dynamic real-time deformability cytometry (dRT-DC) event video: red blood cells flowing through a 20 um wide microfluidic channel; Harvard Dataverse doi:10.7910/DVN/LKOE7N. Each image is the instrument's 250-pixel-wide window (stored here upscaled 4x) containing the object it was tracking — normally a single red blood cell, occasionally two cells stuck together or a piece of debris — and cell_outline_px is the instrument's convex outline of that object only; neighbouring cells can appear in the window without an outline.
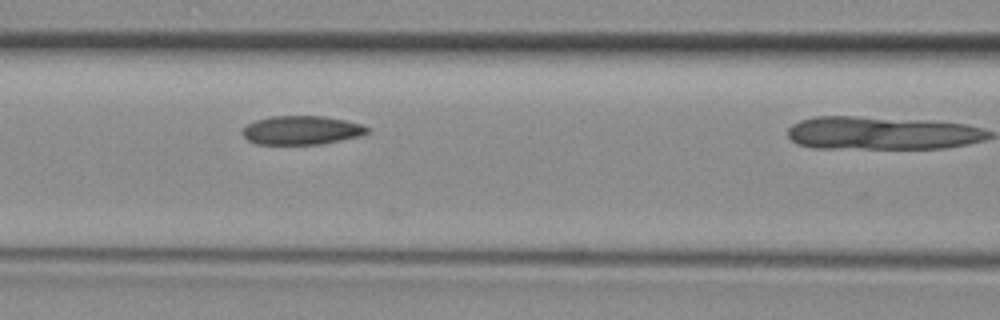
{"species": "common noctule bat (a hibernating species)", "species_latin": "Nyctalus noctula", "temperature_condition": "room temperature", "stored_images_in_passage": 8, "camera_frame_rate_fps": 3000, "um_per_image_px": 0.085, "animal": {"sex": "female", "body_mass_g": 29.2, "forearm_length_mm": 56.3}, "frame": {"image": 1, "passage_image": 5, "time_ms": 1.333, "image_size_px": [1000, 320], "cell_outline_px": [[368, 132], [360, 136], [320, 144], [256, 144], [248, 140], [240, 132], [248, 124], [256, 120], [272, 116], [320, 116], [344, 120], [364, 124], [368, 128]], "centroid_in_image_um": [25.62, 11.07], "position_along_channel_um": 141.0, "area_um2": 20.81}}